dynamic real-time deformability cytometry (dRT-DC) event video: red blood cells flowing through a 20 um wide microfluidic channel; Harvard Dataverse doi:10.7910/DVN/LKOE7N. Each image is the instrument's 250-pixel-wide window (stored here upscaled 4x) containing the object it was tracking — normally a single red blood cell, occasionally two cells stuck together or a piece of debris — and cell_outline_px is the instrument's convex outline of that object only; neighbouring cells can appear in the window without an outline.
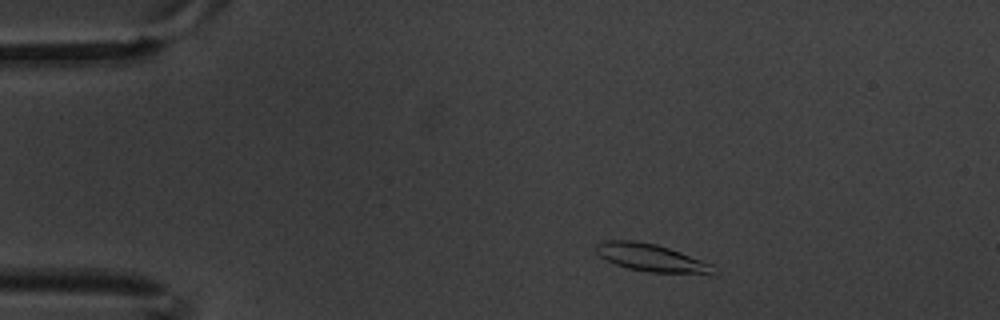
{"species": "common noctule bat (a hibernating species)", "species_latin": "Nyctalus noctula", "temperature_condition": "warm", "stored_images_in_passage": 3, "camera_frame_rate_fps": 3000, "um_per_image_px": 0.085, "animal": {"sex": "male", "body_mass_g": 20.1, "forearm_length_mm": 53.5}, "frame": {"image": 1, "passage_image": 1, "time_ms": 0.0, "image_size_px": [1000, 320], "cell_outline_px": [[712, 272], [648, 272], [628, 268], [616, 264], [600, 256], [596, 252], [596, 244], [604, 240], [636, 240], [656, 244], [680, 252], [712, 264]], "centroid_in_image_um": [55.22, 21.86], "position_along_channel_um": 29.8, "area_um2": 18.15}}